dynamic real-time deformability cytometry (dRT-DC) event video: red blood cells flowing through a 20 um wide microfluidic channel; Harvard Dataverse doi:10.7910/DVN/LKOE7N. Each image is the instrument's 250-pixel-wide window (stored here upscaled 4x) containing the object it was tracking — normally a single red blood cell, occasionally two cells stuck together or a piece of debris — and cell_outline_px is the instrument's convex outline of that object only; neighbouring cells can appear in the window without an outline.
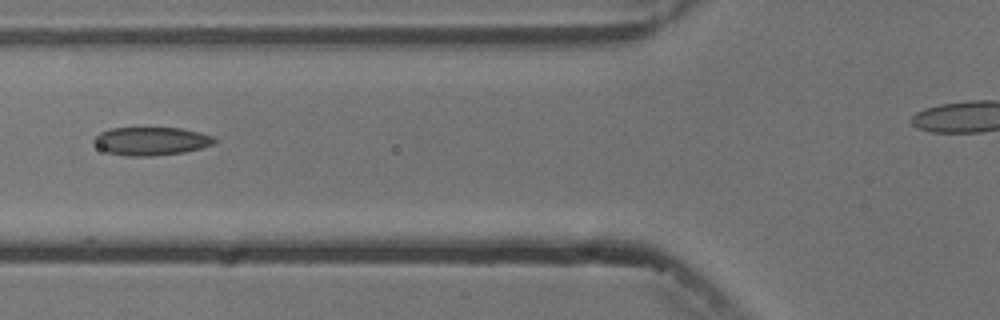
{"species": "common noctule bat (a hibernating species)", "species_latin": "Nyctalus noctula", "temperature_condition": "cold", "stored_images_in_passage": 7, "camera_frame_rate_fps": 3000, "um_per_image_px": 0.085, "animal": {"sex": "male", "body_mass_g": 13.3}, "frame": {"image": 1, "passage_image": 4, "time_ms": 3.667, "image_size_px": [1000, 320], "cell_outline_px": [[216, 140], [212, 144], [200, 148], [184, 152], [152, 156], [124, 156], [108, 152], [100, 148], [92, 140], [100, 132], [112, 128], [180, 128], [200, 132], [212, 136]], "centroid_in_image_um": [12.84, 11.99], "position_along_channel_um": 113.0, "area_um2": 19.65}}
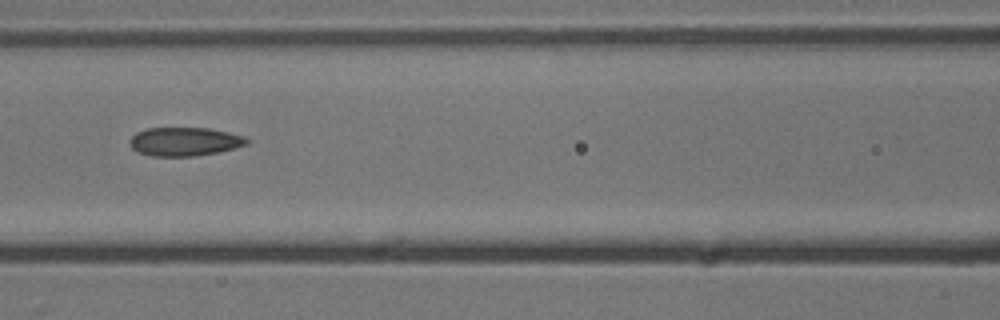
{"frame": {"image": 2, "passage_image": 5, "time_ms": 4.667, "image_size_px": [1000, 320], "cell_outline_px": [[248, 144], [220, 152], [196, 156], [152, 156], [136, 152], [132, 148], [128, 140], [136, 132], [148, 128], [208, 128], [228, 132], [244, 136], [248, 140]], "centroid_in_image_um": [15.67, 12.04], "position_along_channel_um": 150.9, "area_um2": 19.65}}
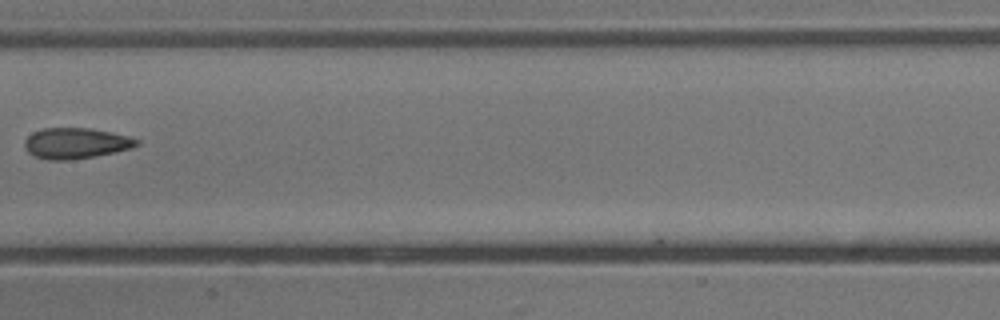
{"frame": {"image": 3, "passage_image": 6, "time_ms": 6.0, "image_size_px": [1000, 320], "cell_outline_px": [[140, 144], [132, 148], [96, 156], [68, 160], [48, 160], [32, 156], [24, 148], [24, 140], [32, 132], [44, 128], [88, 128], [112, 132], [128, 136], [140, 140]], "centroid_in_image_um": [6.43, 12.18], "position_along_channel_um": 201.0, "area_um2": 20.29}}